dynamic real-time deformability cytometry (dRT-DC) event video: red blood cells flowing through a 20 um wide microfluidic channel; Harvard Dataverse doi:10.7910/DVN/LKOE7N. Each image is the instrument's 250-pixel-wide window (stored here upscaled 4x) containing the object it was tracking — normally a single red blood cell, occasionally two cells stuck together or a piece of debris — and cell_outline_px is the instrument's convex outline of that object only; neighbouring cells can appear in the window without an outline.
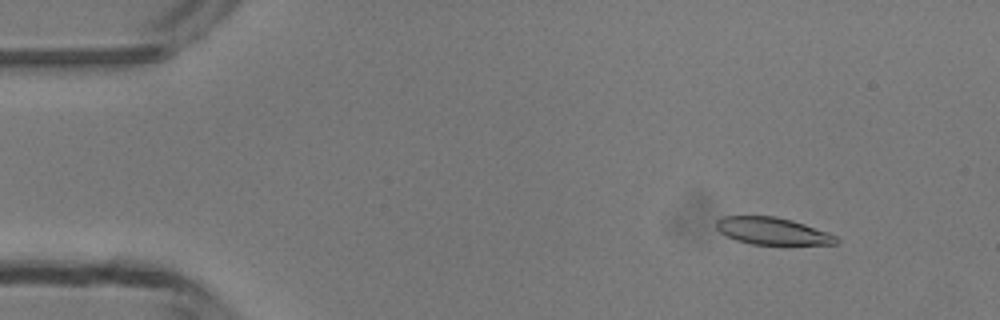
{"species": "common noctule bat (a hibernating species)", "species_latin": "Nyctalus noctula", "temperature_condition": "room temperature", "stored_images_in_passage": 4, "camera_frame_rate_fps": 3000, "um_per_image_px": 0.085, "animal": {"sex": "male", "body_mass_g": 13.3}, "frame": {"image": 1, "passage_image": 2, "time_ms": 1.333, "image_size_px": [1000, 320], "cell_outline_px": [[840, 240], [836, 244], [752, 244], [736, 240], [720, 232], [716, 228], [716, 220], [724, 216], [776, 216], [792, 220], [804, 224], [836, 236]], "centroid_in_image_um": [65.63, 19.63], "position_along_channel_um": 19.4, "area_um2": 18.73}}